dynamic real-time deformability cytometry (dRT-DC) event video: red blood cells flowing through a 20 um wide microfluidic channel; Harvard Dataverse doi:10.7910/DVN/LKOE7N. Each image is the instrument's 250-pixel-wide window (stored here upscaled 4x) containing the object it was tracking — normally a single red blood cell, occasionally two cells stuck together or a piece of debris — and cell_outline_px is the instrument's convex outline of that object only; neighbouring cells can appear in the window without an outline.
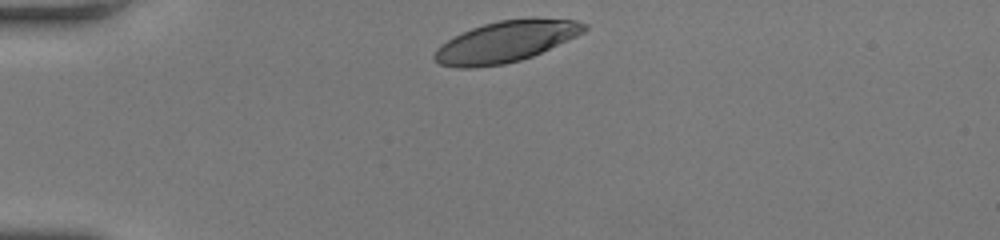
{"species": "human", "species_latin": "Homo sapiens", "temperature_condition": "room temperature", "stored_images_in_passage": 30, "camera_frame_rate_fps": 3000, "um_per_image_px": 0.085, "donor": {"sex": "female"}, "frame": {"image": 1, "passage_image": 1, "time_ms": 0.0, "image_size_px": [1000, 240], "cell_outline_px": [[588, 28], [584, 32], [576, 36], [532, 56], [520, 60], [504, 64], [472, 68], [456, 68], [440, 64], [432, 56], [436, 48], [440, 44], [472, 28], [484, 24], [500, 20], [576, 20], [588, 24]], "centroid_in_image_um": [42.94, 3.57], "position_along_channel_um": 42.1, "area_um2": 35.03}}
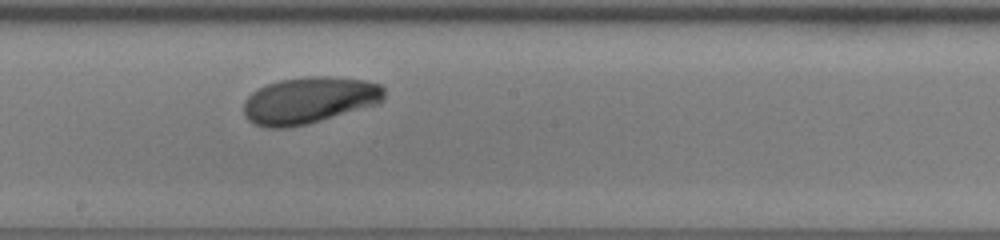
{"frame": {"image": 2, "passage_image": 17, "time_ms": 5.333, "image_size_px": [1000, 240], "cell_outline_px": [[384, 100], [380, 104], [308, 124], [288, 128], [268, 128], [256, 124], [248, 120], [244, 116], [244, 100], [252, 92], [268, 84], [280, 80], [300, 76], [332, 76], [364, 80], [380, 84], [384, 88]], "centroid_in_image_um": [26.31, 8.52], "position_along_channel_um": 221.9, "area_um2": 38.67}}
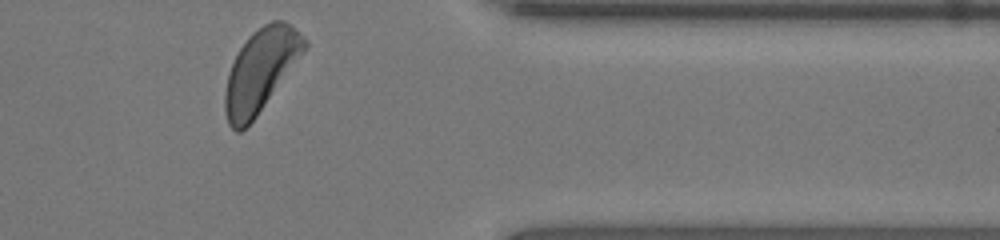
{"frame": {"image": 3, "passage_image": 30, "time_ms": 9.667, "image_size_px": [1000, 240], "cell_outline_px": [[308, 48], [256, 116], [240, 132], [236, 132], [228, 124], [224, 112], [224, 92], [228, 72], [240, 48], [248, 36], [252, 32], [264, 24], [272, 20], [284, 20], [304, 36], [308, 40]], "centroid_in_image_um": [22.16, 5.97], "position_along_channel_um": 389.2, "area_um2": 38.21}, "authors_computed_cell_mechanics": {"area_um2": 37.5411, "velocity_mm_per_s": 4.1552, "shape_relaxation_time_tau1_ms": 2.3153, "shape_relaxation_time_tau2_ms": null, "deformation_change_tau1": 0.1368, "deformation_change_tau2": null}}